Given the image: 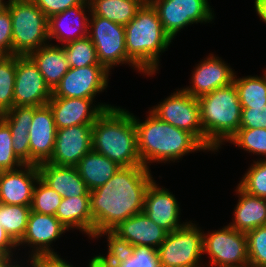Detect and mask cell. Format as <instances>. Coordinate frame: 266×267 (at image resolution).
I'll list each match as a JSON object with an SVG mask.
<instances>
[{"label": "cell", "instance_id": "1", "mask_svg": "<svg viewBox=\"0 0 266 267\" xmlns=\"http://www.w3.org/2000/svg\"><path fill=\"white\" fill-rule=\"evenodd\" d=\"M153 180L145 166L121 167L103 186L90 191L92 239L107 235L120 222L143 212L144 197Z\"/></svg>", "mask_w": 266, "mask_h": 267}, {"label": "cell", "instance_id": "2", "mask_svg": "<svg viewBox=\"0 0 266 267\" xmlns=\"http://www.w3.org/2000/svg\"><path fill=\"white\" fill-rule=\"evenodd\" d=\"M145 120L133 115L137 130V149L143 166L149 163L179 162L183 156L208 149L191 133L160 120L148 110ZM171 161V162H170Z\"/></svg>", "mask_w": 266, "mask_h": 267}, {"label": "cell", "instance_id": "3", "mask_svg": "<svg viewBox=\"0 0 266 267\" xmlns=\"http://www.w3.org/2000/svg\"><path fill=\"white\" fill-rule=\"evenodd\" d=\"M92 149L121 167L143 166L133 113L119 106L105 110L93 124Z\"/></svg>", "mask_w": 266, "mask_h": 267}, {"label": "cell", "instance_id": "4", "mask_svg": "<svg viewBox=\"0 0 266 267\" xmlns=\"http://www.w3.org/2000/svg\"><path fill=\"white\" fill-rule=\"evenodd\" d=\"M172 39L165 33L157 10L145 3L125 26V48L128 57L147 76L159 71V59Z\"/></svg>", "mask_w": 266, "mask_h": 267}, {"label": "cell", "instance_id": "5", "mask_svg": "<svg viewBox=\"0 0 266 267\" xmlns=\"http://www.w3.org/2000/svg\"><path fill=\"white\" fill-rule=\"evenodd\" d=\"M204 146L215 152L240 129L242 107L234 82L198 98Z\"/></svg>", "mask_w": 266, "mask_h": 267}, {"label": "cell", "instance_id": "6", "mask_svg": "<svg viewBox=\"0 0 266 267\" xmlns=\"http://www.w3.org/2000/svg\"><path fill=\"white\" fill-rule=\"evenodd\" d=\"M12 18V55L28 56L50 43L48 18L32 0H9Z\"/></svg>", "mask_w": 266, "mask_h": 267}, {"label": "cell", "instance_id": "7", "mask_svg": "<svg viewBox=\"0 0 266 267\" xmlns=\"http://www.w3.org/2000/svg\"><path fill=\"white\" fill-rule=\"evenodd\" d=\"M160 267H205L202 229L192 221L167 233L157 249ZM200 262V263H199Z\"/></svg>", "mask_w": 266, "mask_h": 267}, {"label": "cell", "instance_id": "8", "mask_svg": "<svg viewBox=\"0 0 266 267\" xmlns=\"http://www.w3.org/2000/svg\"><path fill=\"white\" fill-rule=\"evenodd\" d=\"M88 37L93 42L98 61L109 72L114 66L128 64L137 70L143 71L128 57L125 48V26L108 19L90 14Z\"/></svg>", "mask_w": 266, "mask_h": 267}, {"label": "cell", "instance_id": "9", "mask_svg": "<svg viewBox=\"0 0 266 267\" xmlns=\"http://www.w3.org/2000/svg\"><path fill=\"white\" fill-rule=\"evenodd\" d=\"M211 231L205 234L202 230L203 254L209 255L210 259L205 267L241 266L249 263L247 237L244 232L229 225Z\"/></svg>", "mask_w": 266, "mask_h": 267}, {"label": "cell", "instance_id": "10", "mask_svg": "<svg viewBox=\"0 0 266 267\" xmlns=\"http://www.w3.org/2000/svg\"><path fill=\"white\" fill-rule=\"evenodd\" d=\"M157 10L163 30L173 40L181 29L194 23L214 20V10L208 0H150Z\"/></svg>", "mask_w": 266, "mask_h": 267}, {"label": "cell", "instance_id": "11", "mask_svg": "<svg viewBox=\"0 0 266 267\" xmlns=\"http://www.w3.org/2000/svg\"><path fill=\"white\" fill-rule=\"evenodd\" d=\"M149 109L160 120L193 134L204 145L198 99L182 88Z\"/></svg>", "mask_w": 266, "mask_h": 267}, {"label": "cell", "instance_id": "12", "mask_svg": "<svg viewBox=\"0 0 266 267\" xmlns=\"http://www.w3.org/2000/svg\"><path fill=\"white\" fill-rule=\"evenodd\" d=\"M167 231L158 226L144 212L120 222L106 236L108 247L130 248L150 246L158 249L165 240Z\"/></svg>", "mask_w": 266, "mask_h": 267}, {"label": "cell", "instance_id": "13", "mask_svg": "<svg viewBox=\"0 0 266 267\" xmlns=\"http://www.w3.org/2000/svg\"><path fill=\"white\" fill-rule=\"evenodd\" d=\"M110 72L103 65L69 68L52 91V97L95 99L107 90Z\"/></svg>", "mask_w": 266, "mask_h": 267}, {"label": "cell", "instance_id": "14", "mask_svg": "<svg viewBox=\"0 0 266 267\" xmlns=\"http://www.w3.org/2000/svg\"><path fill=\"white\" fill-rule=\"evenodd\" d=\"M52 91L29 56L16 55L14 107H39L47 105Z\"/></svg>", "mask_w": 266, "mask_h": 267}, {"label": "cell", "instance_id": "15", "mask_svg": "<svg viewBox=\"0 0 266 267\" xmlns=\"http://www.w3.org/2000/svg\"><path fill=\"white\" fill-rule=\"evenodd\" d=\"M66 231L69 229L56 216L31 211L25 235L17 244V248L19 246L30 247L27 263L41 256L57 255L51 244L56 242Z\"/></svg>", "mask_w": 266, "mask_h": 267}, {"label": "cell", "instance_id": "16", "mask_svg": "<svg viewBox=\"0 0 266 267\" xmlns=\"http://www.w3.org/2000/svg\"><path fill=\"white\" fill-rule=\"evenodd\" d=\"M94 99L51 97L47 103L54 115L56 129L76 125H93L97 118L114 105ZM100 103V104H99Z\"/></svg>", "mask_w": 266, "mask_h": 267}, {"label": "cell", "instance_id": "17", "mask_svg": "<svg viewBox=\"0 0 266 267\" xmlns=\"http://www.w3.org/2000/svg\"><path fill=\"white\" fill-rule=\"evenodd\" d=\"M93 125H76L56 130V139L51 158L53 165L77 166L92 149Z\"/></svg>", "mask_w": 266, "mask_h": 267}, {"label": "cell", "instance_id": "18", "mask_svg": "<svg viewBox=\"0 0 266 267\" xmlns=\"http://www.w3.org/2000/svg\"><path fill=\"white\" fill-rule=\"evenodd\" d=\"M192 71L190 86L182 88L192 97L200 98L215 89L233 83L235 70L212 53L202 59Z\"/></svg>", "mask_w": 266, "mask_h": 267}, {"label": "cell", "instance_id": "19", "mask_svg": "<svg viewBox=\"0 0 266 267\" xmlns=\"http://www.w3.org/2000/svg\"><path fill=\"white\" fill-rule=\"evenodd\" d=\"M155 180L147 188L143 212L168 233L184 226L180 222V204L167 188L158 186Z\"/></svg>", "mask_w": 266, "mask_h": 267}, {"label": "cell", "instance_id": "20", "mask_svg": "<svg viewBox=\"0 0 266 267\" xmlns=\"http://www.w3.org/2000/svg\"><path fill=\"white\" fill-rule=\"evenodd\" d=\"M38 166L24 164L18 169L0 171V203L31 206Z\"/></svg>", "mask_w": 266, "mask_h": 267}, {"label": "cell", "instance_id": "21", "mask_svg": "<svg viewBox=\"0 0 266 267\" xmlns=\"http://www.w3.org/2000/svg\"><path fill=\"white\" fill-rule=\"evenodd\" d=\"M56 126L50 106L34 107V117L29 129L30 164L47 162L53 153Z\"/></svg>", "mask_w": 266, "mask_h": 267}, {"label": "cell", "instance_id": "22", "mask_svg": "<svg viewBox=\"0 0 266 267\" xmlns=\"http://www.w3.org/2000/svg\"><path fill=\"white\" fill-rule=\"evenodd\" d=\"M89 18L90 5L88 0L81 5L70 7L51 16L48 18L49 41L56 40L63 46L66 43L88 36Z\"/></svg>", "mask_w": 266, "mask_h": 267}, {"label": "cell", "instance_id": "23", "mask_svg": "<svg viewBox=\"0 0 266 267\" xmlns=\"http://www.w3.org/2000/svg\"><path fill=\"white\" fill-rule=\"evenodd\" d=\"M39 178L63 198L89 196L90 190L80 177L77 167L38 164Z\"/></svg>", "mask_w": 266, "mask_h": 267}, {"label": "cell", "instance_id": "24", "mask_svg": "<svg viewBox=\"0 0 266 267\" xmlns=\"http://www.w3.org/2000/svg\"><path fill=\"white\" fill-rule=\"evenodd\" d=\"M238 202L234 207L233 221L228 225L240 232H248L266 225V199L251 195L236 186Z\"/></svg>", "mask_w": 266, "mask_h": 267}, {"label": "cell", "instance_id": "25", "mask_svg": "<svg viewBox=\"0 0 266 267\" xmlns=\"http://www.w3.org/2000/svg\"><path fill=\"white\" fill-rule=\"evenodd\" d=\"M28 56L38 67L51 91L70 68L63 46L58 44L48 43L31 52Z\"/></svg>", "mask_w": 266, "mask_h": 267}, {"label": "cell", "instance_id": "26", "mask_svg": "<svg viewBox=\"0 0 266 267\" xmlns=\"http://www.w3.org/2000/svg\"><path fill=\"white\" fill-rule=\"evenodd\" d=\"M34 117V107H13L3 113L2 120L9 126L13 151L24 163L30 164L29 129Z\"/></svg>", "mask_w": 266, "mask_h": 267}, {"label": "cell", "instance_id": "27", "mask_svg": "<svg viewBox=\"0 0 266 267\" xmlns=\"http://www.w3.org/2000/svg\"><path fill=\"white\" fill-rule=\"evenodd\" d=\"M107 249L106 256L98 255L100 267H160L157 250L150 246Z\"/></svg>", "mask_w": 266, "mask_h": 267}, {"label": "cell", "instance_id": "28", "mask_svg": "<svg viewBox=\"0 0 266 267\" xmlns=\"http://www.w3.org/2000/svg\"><path fill=\"white\" fill-rule=\"evenodd\" d=\"M55 216L69 230L78 229L92 239L90 196L62 198Z\"/></svg>", "mask_w": 266, "mask_h": 267}, {"label": "cell", "instance_id": "29", "mask_svg": "<svg viewBox=\"0 0 266 267\" xmlns=\"http://www.w3.org/2000/svg\"><path fill=\"white\" fill-rule=\"evenodd\" d=\"M90 191L103 186L121 168L116 162L91 149L76 166Z\"/></svg>", "mask_w": 266, "mask_h": 267}, {"label": "cell", "instance_id": "30", "mask_svg": "<svg viewBox=\"0 0 266 267\" xmlns=\"http://www.w3.org/2000/svg\"><path fill=\"white\" fill-rule=\"evenodd\" d=\"M90 14L126 26L145 4L143 0H88Z\"/></svg>", "mask_w": 266, "mask_h": 267}, {"label": "cell", "instance_id": "31", "mask_svg": "<svg viewBox=\"0 0 266 267\" xmlns=\"http://www.w3.org/2000/svg\"><path fill=\"white\" fill-rule=\"evenodd\" d=\"M234 85L237 88L239 101L242 108L266 105V75H248L237 78L235 73Z\"/></svg>", "mask_w": 266, "mask_h": 267}, {"label": "cell", "instance_id": "32", "mask_svg": "<svg viewBox=\"0 0 266 267\" xmlns=\"http://www.w3.org/2000/svg\"><path fill=\"white\" fill-rule=\"evenodd\" d=\"M30 212V206L0 203V224L16 244L25 235Z\"/></svg>", "mask_w": 266, "mask_h": 267}, {"label": "cell", "instance_id": "33", "mask_svg": "<svg viewBox=\"0 0 266 267\" xmlns=\"http://www.w3.org/2000/svg\"><path fill=\"white\" fill-rule=\"evenodd\" d=\"M16 76V55L0 57V111L14 107V85Z\"/></svg>", "mask_w": 266, "mask_h": 267}, {"label": "cell", "instance_id": "34", "mask_svg": "<svg viewBox=\"0 0 266 267\" xmlns=\"http://www.w3.org/2000/svg\"><path fill=\"white\" fill-rule=\"evenodd\" d=\"M63 48L70 68L101 65L96 48L88 36L66 43Z\"/></svg>", "mask_w": 266, "mask_h": 267}, {"label": "cell", "instance_id": "35", "mask_svg": "<svg viewBox=\"0 0 266 267\" xmlns=\"http://www.w3.org/2000/svg\"><path fill=\"white\" fill-rule=\"evenodd\" d=\"M62 196L38 178L32 196L31 211L55 216Z\"/></svg>", "mask_w": 266, "mask_h": 267}, {"label": "cell", "instance_id": "36", "mask_svg": "<svg viewBox=\"0 0 266 267\" xmlns=\"http://www.w3.org/2000/svg\"><path fill=\"white\" fill-rule=\"evenodd\" d=\"M248 153L266 157V129H239L228 141ZM266 159V158H265Z\"/></svg>", "mask_w": 266, "mask_h": 267}, {"label": "cell", "instance_id": "37", "mask_svg": "<svg viewBox=\"0 0 266 267\" xmlns=\"http://www.w3.org/2000/svg\"><path fill=\"white\" fill-rule=\"evenodd\" d=\"M253 162L237 185L251 195L266 199V159Z\"/></svg>", "mask_w": 266, "mask_h": 267}, {"label": "cell", "instance_id": "38", "mask_svg": "<svg viewBox=\"0 0 266 267\" xmlns=\"http://www.w3.org/2000/svg\"><path fill=\"white\" fill-rule=\"evenodd\" d=\"M249 263L253 267H266V225L245 233Z\"/></svg>", "mask_w": 266, "mask_h": 267}, {"label": "cell", "instance_id": "39", "mask_svg": "<svg viewBox=\"0 0 266 267\" xmlns=\"http://www.w3.org/2000/svg\"><path fill=\"white\" fill-rule=\"evenodd\" d=\"M24 163L13 151V139L9 126L0 121V171L15 170L23 166Z\"/></svg>", "mask_w": 266, "mask_h": 267}, {"label": "cell", "instance_id": "40", "mask_svg": "<svg viewBox=\"0 0 266 267\" xmlns=\"http://www.w3.org/2000/svg\"><path fill=\"white\" fill-rule=\"evenodd\" d=\"M266 129V105L242 108L240 129Z\"/></svg>", "mask_w": 266, "mask_h": 267}, {"label": "cell", "instance_id": "41", "mask_svg": "<svg viewBox=\"0 0 266 267\" xmlns=\"http://www.w3.org/2000/svg\"><path fill=\"white\" fill-rule=\"evenodd\" d=\"M12 18L9 9L0 13V54L12 55Z\"/></svg>", "mask_w": 266, "mask_h": 267}, {"label": "cell", "instance_id": "42", "mask_svg": "<svg viewBox=\"0 0 266 267\" xmlns=\"http://www.w3.org/2000/svg\"><path fill=\"white\" fill-rule=\"evenodd\" d=\"M47 18L59 14L70 7L83 4L86 0H32Z\"/></svg>", "mask_w": 266, "mask_h": 267}, {"label": "cell", "instance_id": "43", "mask_svg": "<svg viewBox=\"0 0 266 267\" xmlns=\"http://www.w3.org/2000/svg\"><path fill=\"white\" fill-rule=\"evenodd\" d=\"M32 267H74L60 255H45L38 257L31 262ZM88 267H100L98 255H95L88 263ZM76 267V266H75Z\"/></svg>", "mask_w": 266, "mask_h": 267}, {"label": "cell", "instance_id": "44", "mask_svg": "<svg viewBox=\"0 0 266 267\" xmlns=\"http://www.w3.org/2000/svg\"><path fill=\"white\" fill-rule=\"evenodd\" d=\"M17 244L6 233L5 229L0 224V257L15 256ZM14 252V253H13Z\"/></svg>", "mask_w": 266, "mask_h": 267}, {"label": "cell", "instance_id": "45", "mask_svg": "<svg viewBox=\"0 0 266 267\" xmlns=\"http://www.w3.org/2000/svg\"><path fill=\"white\" fill-rule=\"evenodd\" d=\"M254 8L258 18L266 23V0H254Z\"/></svg>", "mask_w": 266, "mask_h": 267}, {"label": "cell", "instance_id": "46", "mask_svg": "<svg viewBox=\"0 0 266 267\" xmlns=\"http://www.w3.org/2000/svg\"><path fill=\"white\" fill-rule=\"evenodd\" d=\"M14 257H1L0 258V267H21L18 263L19 261H15L18 259H13ZM14 260V261H13ZM17 263V264H15Z\"/></svg>", "mask_w": 266, "mask_h": 267}, {"label": "cell", "instance_id": "47", "mask_svg": "<svg viewBox=\"0 0 266 267\" xmlns=\"http://www.w3.org/2000/svg\"><path fill=\"white\" fill-rule=\"evenodd\" d=\"M8 2L9 0H0V13L7 9Z\"/></svg>", "mask_w": 266, "mask_h": 267}, {"label": "cell", "instance_id": "48", "mask_svg": "<svg viewBox=\"0 0 266 267\" xmlns=\"http://www.w3.org/2000/svg\"><path fill=\"white\" fill-rule=\"evenodd\" d=\"M224 267H253L250 263L241 265V266H224Z\"/></svg>", "mask_w": 266, "mask_h": 267}, {"label": "cell", "instance_id": "49", "mask_svg": "<svg viewBox=\"0 0 266 267\" xmlns=\"http://www.w3.org/2000/svg\"><path fill=\"white\" fill-rule=\"evenodd\" d=\"M3 113L0 111V121L2 120Z\"/></svg>", "mask_w": 266, "mask_h": 267}, {"label": "cell", "instance_id": "50", "mask_svg": "<svg viewBox=\"0 0 266 267\" xmlns=\"http://www.w3.org/2000/svg\"><path fill=\"white\" fill-rule=\"evenodd\" d=\"M28 266L32 267V266H31V263H28L27 267H28ZM21 267H24V266H22V264H21Z\"/></svg>", "mask_w": 266, "mask_h": 267}, {"label": "cell", "instance_id": "51", "mask_svg": "<svg viewBox=\"0 0 266 267\" xmlns=\"http://www.w3.org/2000/svg\"><path fill=\"white\" fill-rule=\"evenodd\" d=\"M145 3H149L150 2V0H143Z\"/></svg>", "mask_w": 266, "mask_h": 267}]
</instances>
